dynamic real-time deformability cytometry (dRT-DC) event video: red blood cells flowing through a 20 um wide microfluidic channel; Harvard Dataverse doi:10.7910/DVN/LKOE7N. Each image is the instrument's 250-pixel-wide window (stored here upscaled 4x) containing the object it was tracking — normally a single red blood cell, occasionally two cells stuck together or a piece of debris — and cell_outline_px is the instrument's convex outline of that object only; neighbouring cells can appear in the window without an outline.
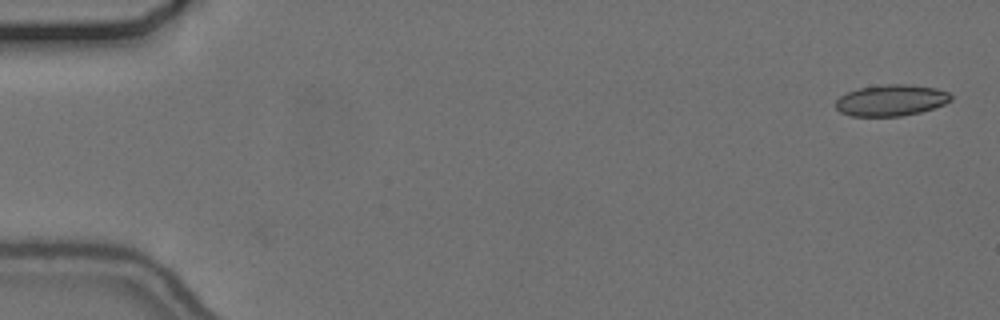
{"species": "common noctule bat (a hibernating species)", "species_latin": "Nyctalus noctula", "temperature_condition": "cold", "stored_images_in_passage": 54, "camera_frame_rate_fps": 3000, "um_per_image_px": 0.085, "animal": {"sex": "female", "body_mass_g": 24.6, "forearm_length_mm": 56.2}, "frame": {"image": 1, "passage_image": 1, "time_ms": 0.0, "image_size_px": [1000, 320], "cell_outline_px": [[952, 100], [944, 104], [920, 112], [900, 116], [848, 116], [840, 112], [836, 108], [836, 100], [840, 96], [848, 92], [860, 88], [888, 84], [904, 84], [936, 88], [948, 92], [952, 96]], "centroid_in_image_um": [75.74, 8.53], "position_along_channel_um": 9.3, "area_um2": 20.87}}
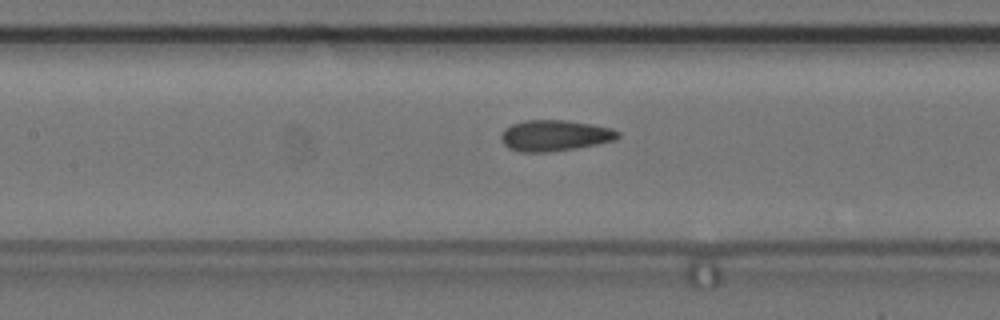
{"frame": {"image": 2, "passage_image": 25, "time_ms": 8.0, "image_size_px": [1000, 320], "cell_outline_px": [[620, 136], [616, 140], [576, 148], [548, 152], [520, 152], [508, 148], [500, 140], [500, 136], [504, 128], [512, 124], [524, 120], [564, 120], [592, 124], [612, 128], [620, 132]], "centroid_in_image_um": [47.14, 11.52], "position_along_channel_um": 160.3, "area_um2": 21.27}}
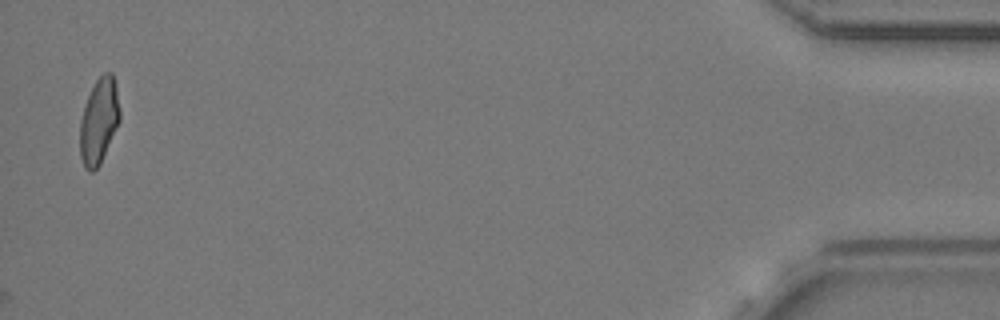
{"frame": {"image": 3, "passage_image": 54, "time_ms": 17.667, "image_size_px": [1000, 320], "cell_outline_px": [[120, 120], [100, 164], [92, 172], [88, 172], [84, 168], [80, 156], [80, 120], [88, 96], [96, 80], [104, 72], [112, 72], [116, 88], [120, 112]], "centroid_in_image_um": [8.4, 10.31], "position_along_channel_um": 426.8, "area_um2": 19.71}, "authors_computed_cell_mechanics": {"area_um2": 20.7213, "velocity_mm_per_s": 3.6855, "shape_relaxation_time_tau1_ms": null, "shape_relaxation_time_tau2_ms": 1.3843, "deformation_change_tau1": null, "deformation_change_tau2": 0.0735}}